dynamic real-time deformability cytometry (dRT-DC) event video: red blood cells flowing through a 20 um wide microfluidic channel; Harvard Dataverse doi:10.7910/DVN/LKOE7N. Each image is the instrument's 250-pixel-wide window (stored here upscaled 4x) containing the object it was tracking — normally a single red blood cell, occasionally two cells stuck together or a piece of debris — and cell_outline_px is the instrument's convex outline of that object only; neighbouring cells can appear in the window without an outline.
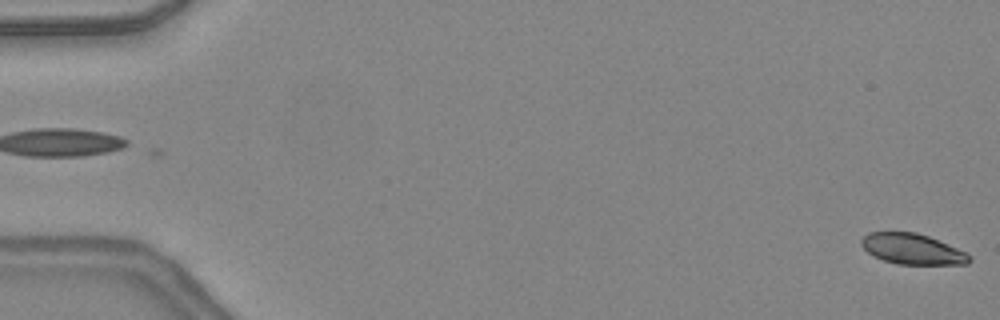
{"species": "common noctule bat (a hibernating species)", "species_latin": "Nyctalus noctula", "temperature_condition": "warm", "stored_images_in_passage": 36, "camera_frame_rate_fps": 3000, "um_per_image_px": 0.085, "animal": {"sex": "female", "body_mass_g": 24.6, "forearm_length_mm": 56.2}, "frame": {"image": 1, "passage_image": 1, "time_ms": 0.0, "image_size_px": [1000, 320], "cell_outline_px": [[972, 260], [968, 264], [896, 264], [872, 256], [860, 244], [860, 240], [868, 232], [916, 232], [928, 236], [968, 252], [972, 256]], "centroid_in_image_um": [77.57, 21.17], "position_along_channel_um": 7.4, "area_um2": 19.42}}
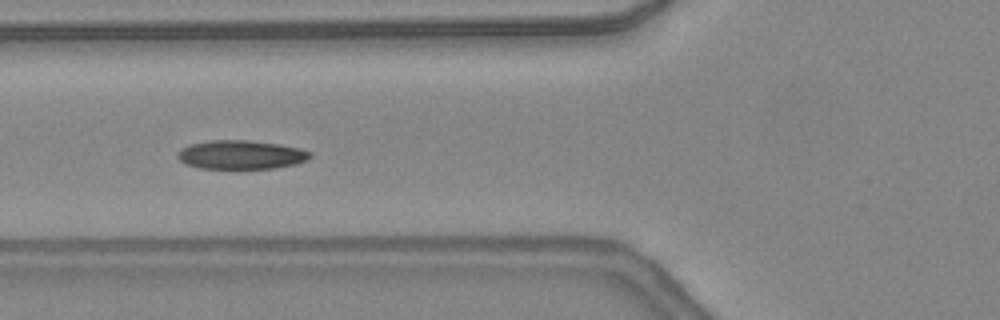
{"frame": {"image": 2, "passage_image": 19, "time_ms": 6.0, "image_size_px": [1000, 320], "cell_outline_px": [[312, 156], [308, 160], [296, 164], [276, 168], [200, 168], [184, 164], [176, 156], [176, 152], [180, 148], [188, 144], [212, 140], [248, 140], [280, 144], [300, 148], [312, 152]], "centroid_in_image_um": [20.48, 13.14], "position_along_channel_um": 105.3, "area_um2": 22.54}}
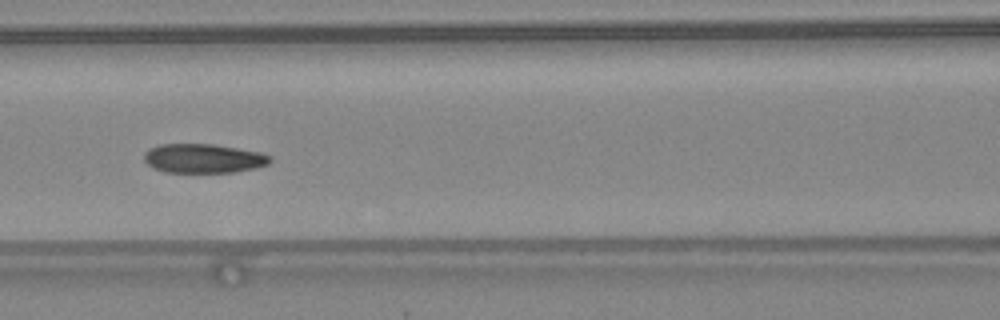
{"frame": {"image": 3, "passage_image": 22, "time_ms": 7.0, "image_size_px": [1000, 320], "cell_outline_px": [[272, 160], [268, 164], [256, 168], [232, 172], [164, 172], [152, 168], [144, 160], [144, 152], [148, 148], [160, 144], [212, 144], [260, 152], [272, 156]], "centroid_in_image_um": [17.27, 13.46], "position_along_channel_um": 149.3, "area_um2": 21.5}}